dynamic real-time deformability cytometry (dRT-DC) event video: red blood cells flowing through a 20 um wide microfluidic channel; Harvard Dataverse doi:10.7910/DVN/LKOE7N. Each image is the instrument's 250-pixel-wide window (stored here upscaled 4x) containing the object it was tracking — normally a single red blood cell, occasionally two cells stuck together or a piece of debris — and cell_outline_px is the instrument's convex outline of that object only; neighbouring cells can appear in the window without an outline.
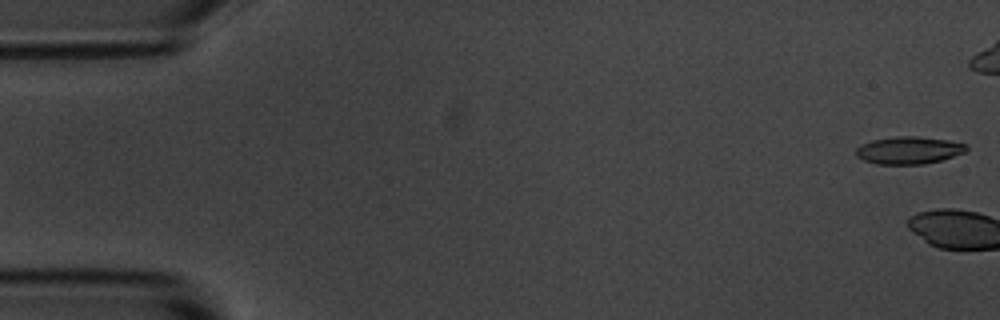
{"species": "common noctule bat (a hibernating species)", "species_latin": "Nyctalus noctula", "temperature_condition": "room temperature", "stored_images_in_passage": 3, "camera_frame_rate_fps": 3000, "um_per_image_px": 0.085, "animal": {"sex": "male", "body_mass_g": 20.1, "forearm_length_mm": 53.5}, "frame": {"image": 1, "passage_image": 1, "time_ms": 0.0, "image_size_px": [1000, 320], "cell_outline_px": [[968, 152], [940, 160], [924, 164], [876, 164], [864, 160], [856, 156], [856, 148], [860, 144], [872, 140], [896, 136], [916, 136], [948, 140], [968, 144]], "centroid_in_image_um": [77.27, 12.77], "position_along_channel_um": 7.7, "area_um2": 17.8}}